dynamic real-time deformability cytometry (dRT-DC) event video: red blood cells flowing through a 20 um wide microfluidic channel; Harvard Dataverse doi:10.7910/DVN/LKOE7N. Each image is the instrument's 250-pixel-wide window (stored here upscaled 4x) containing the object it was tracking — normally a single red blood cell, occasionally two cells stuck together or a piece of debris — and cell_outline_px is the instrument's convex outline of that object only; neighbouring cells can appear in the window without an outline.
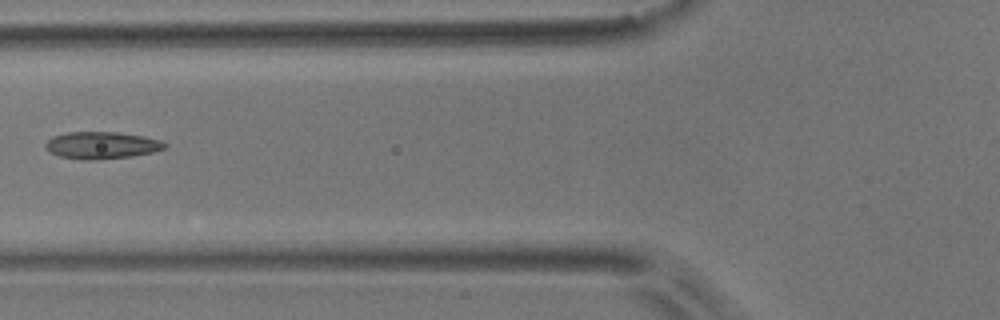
{"species": "common noctule bat (a hibernating species)", "species_latin": "Nyctalus noctula", "temperature_condition": "room temperature", "stored_images_in_passage": 6, "camera_frame_rate_fps": 3000, "um_per_image_px": 0.085, "animal": {"sex": "male", "body_mass_g": 17.9}, "frame": {"image": 1, "passage_image": 5, "time_ms": 1.333, "image_size_px": [1000, 320], "cell_outline_px": [[168, 144], [164, 148], [152, 152], [132, 156], [96, 160], [80, 160], [60, 156], [52, 152], [44, 144], [52, 136], [68, 132], [120, 132], [144, 136], [160, 140]], "centroid_in_image_um": [8.66, 12.34], "position_along_channel_um": 117.1, "area_um2": 18.79}}
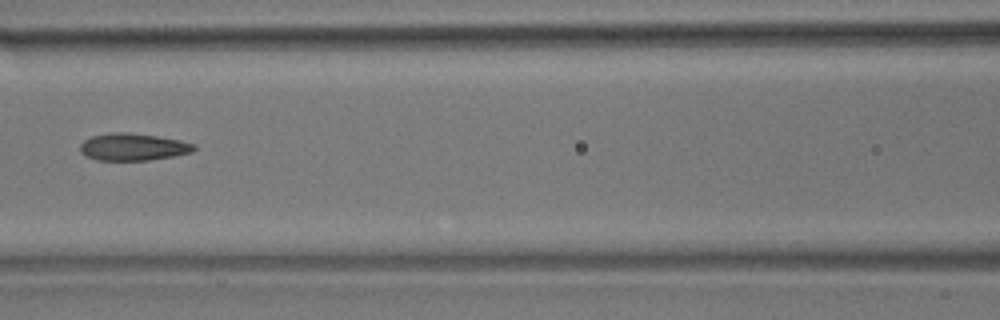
{"frame": {"image": 2, "passage_image": 6, "time_ms": 1.667, "image_size_px": [1000, 320], "cell_outline_px": [[196, 148], [192, 152], [172, 156], [148, 160], [96, 160], [84, 156], [80, 152], [80, 144], [84, 140], [92, 136], [112, 132], [128, 132], [156, 136], [180, 140], [196, 144]], "centroid_in_image_um": [11.28, 12.49], "position_along_channel_um": 155.3, "area_um2": 18.09}}